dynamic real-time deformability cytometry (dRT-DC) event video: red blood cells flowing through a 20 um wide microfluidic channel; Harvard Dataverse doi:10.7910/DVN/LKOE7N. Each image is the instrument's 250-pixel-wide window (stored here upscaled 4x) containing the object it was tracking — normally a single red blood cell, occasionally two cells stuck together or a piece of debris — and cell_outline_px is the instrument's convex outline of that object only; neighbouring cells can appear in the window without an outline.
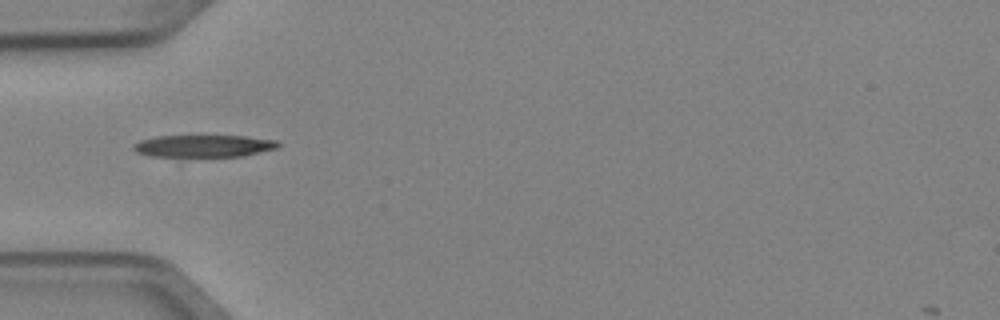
{"species": "Egyptian fruit bat (a non-hibernating species)", "species_latin": "Rousettus aegyptiacus", "temperature_condition": "cold", "stored_images_in_passage": 3, "camera_frame_rate_fps": 3000, "um_per_image_px": 0.085, "animal": {"sex": "female"}, "frame": {"image": 1, "passage_image": 3, "time_ms": 0.667, "image_size_px": [1000, 320], "cell_outline_px": [[280, 144], [276, 148], [244, 156], [152, 156], [136, 152], [132, 148], [140, 140], [156, 136], [244, 136], [276, 140]], "centroid_in_image_um": [17.32, 12.4], "position_along_channel_um": 67.7, "area_um2": 18.44}}